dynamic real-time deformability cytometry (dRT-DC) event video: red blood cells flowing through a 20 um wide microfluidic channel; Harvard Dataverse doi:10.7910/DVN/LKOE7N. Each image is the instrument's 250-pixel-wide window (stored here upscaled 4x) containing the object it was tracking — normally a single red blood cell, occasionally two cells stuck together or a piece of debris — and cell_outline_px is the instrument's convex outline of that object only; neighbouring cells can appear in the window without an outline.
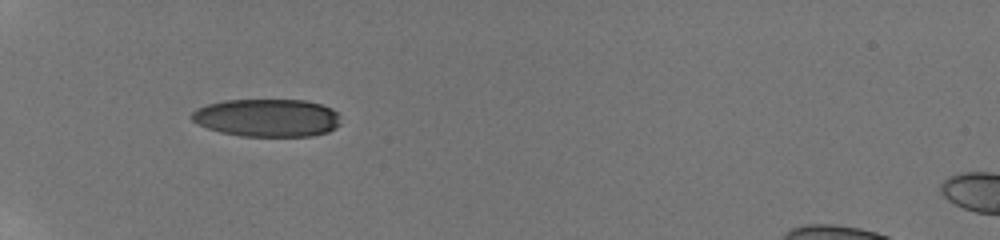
{"species": "human", "species_latin": "Homo sapiens", "temperature_condition": "room temperature", "stored_images_in_passage": 36, "camera_frame_rate_fps": 3000, "um_per_image_px": 0.085, "donor": {"sex": "male"}, "frame": {"image": 1, "passage_image": 1, "time_ms": 0.0, "image_size_px": [1000, 240], "cell_outline_px": [[340, 124], [336, 128], [328, 132], [312, 136], [240, 136], [220, 132], [196, 124], [192, 120], [192, 112], [196, 108], [208, 104], [224, 100], [304, 100], [320, 104], [332, 108], [340, 116]], "centroid_in_image_um": [22.72, 10.01], "position_along_channel_um": 62.3, "area_um2": 33.06}}
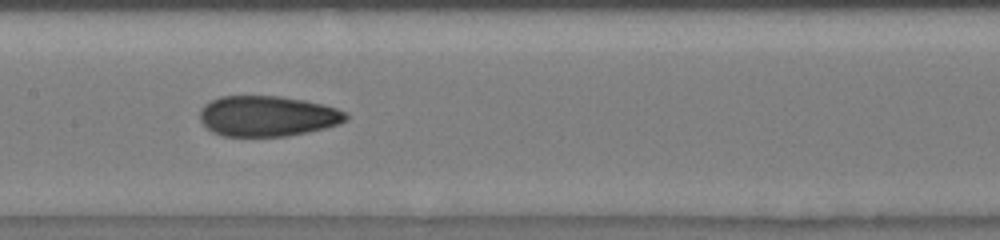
{"frame": {"image": 2, "passage_image": 12, "time_ms": 3.667, "image_size_px": [1000, 240], "cell_outline_px": [[348, 120], [340, 124], [308, 132], [288, 136], [220, 136], [212, 132], [200, 120], [200, 108], [204, 104], [220, 96], [280, 96], [304, 100], [336, 108], [348, 112]], "centroid_in_image_um": [22.74, 9.87], "position_along_channel_um": 184.7, "area_um2": 34.68}}
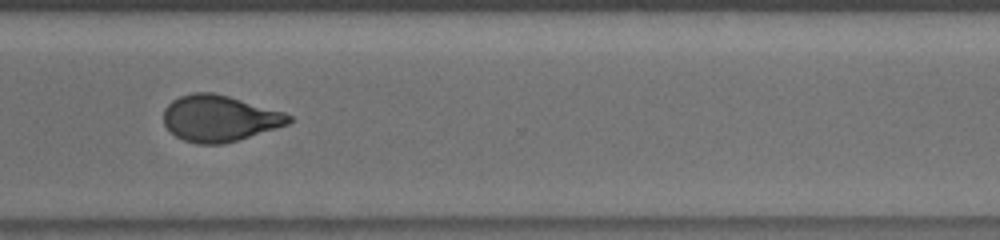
{"frame": {"image": 3, "passage_image": 25, "time_ms": 8.0, "image_size_px": [1000, 240], "cell_outline_px": [[292, 120], [288, 124], [276, 128], [236, 140], [220, 144], [200, 144], [184, 140], [176, 136], [164, 124], [164, 108], [172, 100], [180, 96], [192, 92], [212, 92], [228, 96], [284, 112], [292, 116]], "centroid_in_image_um": [18.63, 10.05], "position_along_channel_um": 352.0, "area_um2": 33.41}, "authors_computed_cell_mechanics": {"area_um2": 34.0731, "velocity_mm_per_s": 3.8694, "shape_relaxation_time_tau1_ms": 11.1505, "shape_relaxation_time_tau2_ms": 1.481, "deformation_change_tau1": 0.2774, "deformation_change_tau2": 0.0837}}